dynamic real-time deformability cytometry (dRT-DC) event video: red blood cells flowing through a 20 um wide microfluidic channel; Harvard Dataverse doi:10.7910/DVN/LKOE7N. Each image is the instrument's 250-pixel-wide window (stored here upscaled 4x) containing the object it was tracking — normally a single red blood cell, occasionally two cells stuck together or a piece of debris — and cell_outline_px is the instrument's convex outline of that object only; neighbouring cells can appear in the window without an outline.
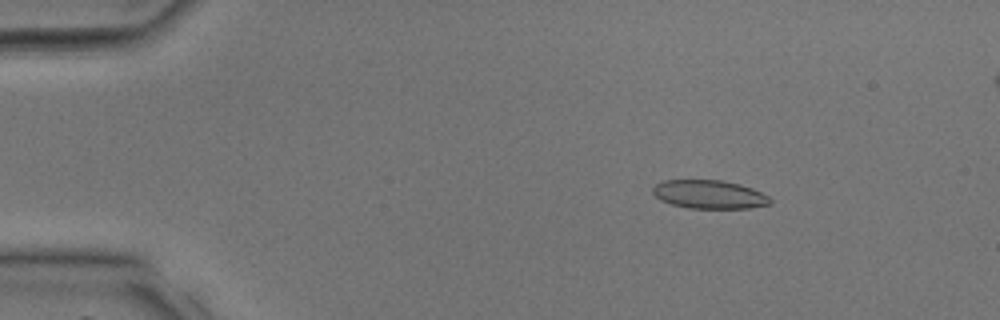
{"species": "common noctule bat (a hibernating species)", "species_latin": "Nyctalus noctula", "temperature_condition": "room temperature", "stored_images_in_passage": 38, "segment_of_instrument_passage": [1, 2], "camera_frame_rate_fps": 3000, "um_per_image_px": 0.085, "animal": {"sex": "male", "body_mass_g": 17.9, "forearm_length_mm": 54.2}, "frame": {"image": 1, "passage_image": 5, "time_ms": 1.333, "image_size_px": [1000, 320], "cell_outline_px": [[772, 204], [748, 208], [688, 208], [672, 204], [660, 200], [652, 192], [652, 188], [656, 184], [664, 180], [720, 180], [740, 184], [752, 188], [768, 196], [772, 200]], "centroid_in_image_um": [60.29, 16.52], "position_along_channel_um": 24.7, "area_um2": 19.48}}
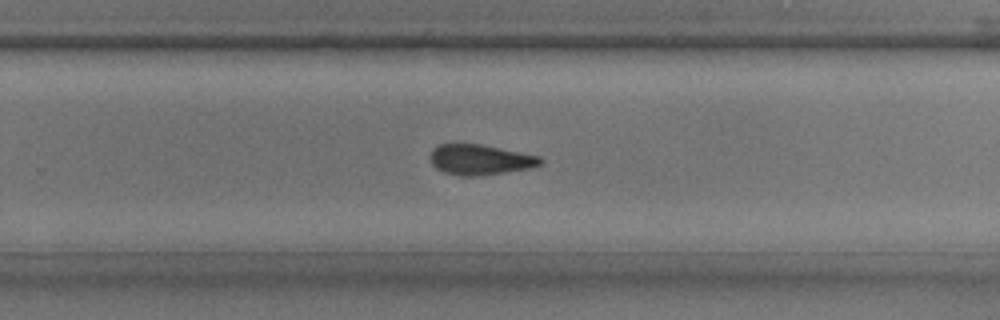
{"frame": {"image": 2, "passage_image": 24, "time_ms": 7.667, "image_size_px": [1000, 320], "cell_outline_px": [[544, 160], [540, 164], [528, 168], [504, 172], [472, 176], [460, 176], [444, 172], [436, 168], [432, 164], [432, 148], [436, 144], [480, 144], [540, 156]], "centroid_in_image_um": [40.79, 13.56], "position_along_channel_um": 289.0, "area_um2": 19.19}}
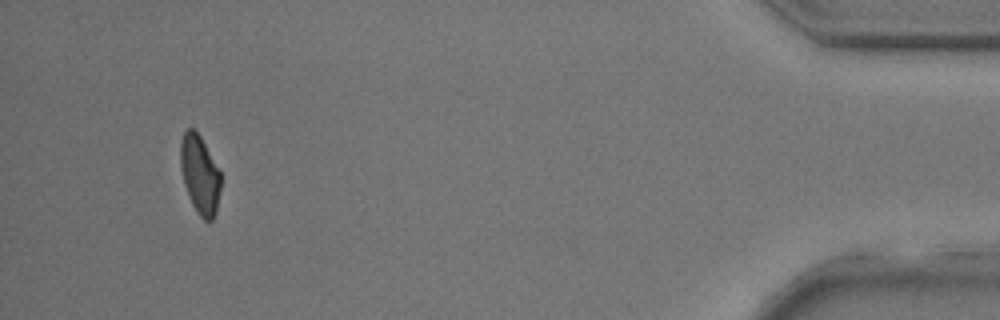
{"frame": {"image": 3, "passage_image": 35, "time_ms": 11.333, "image_size_px": [1000, 320], "cell_outline_px": [[220, 188], [216, 212], [212, 220], [204, 220], [196, 212], [192, 204], [184, 184], [180, 168], [180, 140], [184, 132], [188, 128], [192, 128], [200, 136], [220, 172]], "centroid_in_image_um": [16.96, 14.84], "position_along_channel_um": 418.2, "area_um2": 18.26}}